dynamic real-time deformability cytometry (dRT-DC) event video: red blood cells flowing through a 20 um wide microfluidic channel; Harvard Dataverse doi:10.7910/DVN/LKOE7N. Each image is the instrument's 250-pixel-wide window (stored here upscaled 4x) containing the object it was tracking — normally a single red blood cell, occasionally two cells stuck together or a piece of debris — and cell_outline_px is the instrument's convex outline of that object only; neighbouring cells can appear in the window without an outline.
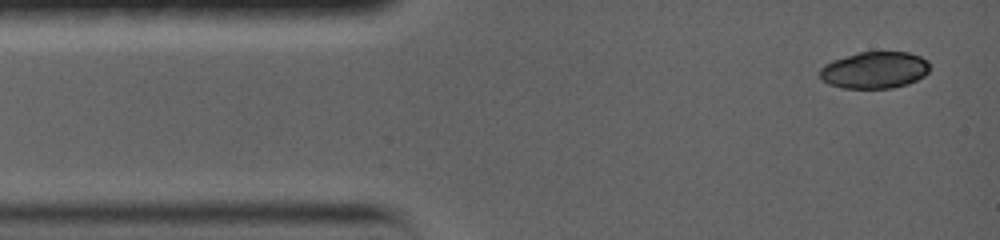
{"species": "common noctule bat (a hibernating species)", "species_latin": "Nyctalus noctula", "temperature_condition": "warm", "stored_images_in_passage": 4, "camera_frame_rate_fps": 5000, "um_per_image_px": 0.085, "animal": {"sex": "female", "body_mass_g": 19.0, "forearm_length_mm": 56.7}, "frame": {"image": 1, "passage_image": 1, "time_ms": 0.0, "image_size_px": [1000, 240], "cell_outline_px": [[928, 72], [924, 76], [908, 84], [892, 88], [844, 88], [828, 84], [820, 80], [820, 68], [824, 64], [832, 60], [860, 52], [908, 52], [920, 56], [928, 60]], "centroid_in_image_um": [74.32, 5.96], "position_along_channel_um": 10.7, "area_um2": 23.64}}